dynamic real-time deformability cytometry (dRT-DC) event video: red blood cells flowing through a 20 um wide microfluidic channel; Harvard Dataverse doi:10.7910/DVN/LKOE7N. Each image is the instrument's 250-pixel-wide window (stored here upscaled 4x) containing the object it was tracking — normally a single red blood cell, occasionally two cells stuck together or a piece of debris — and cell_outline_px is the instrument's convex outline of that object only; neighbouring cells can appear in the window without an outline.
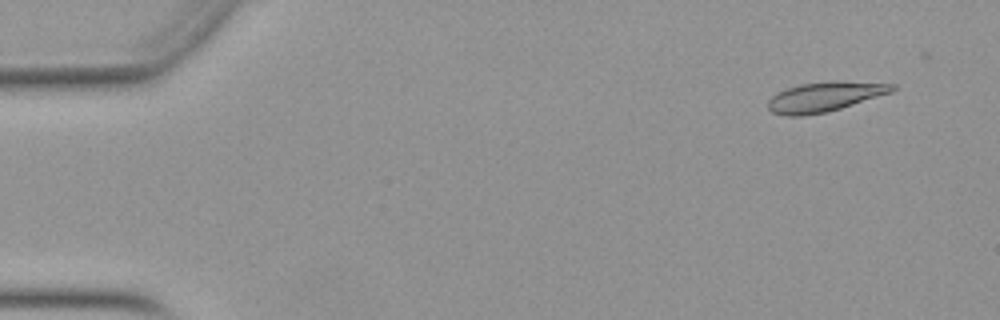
{"species": "Egyptian fruit bat (a non-hibernating species)", "species_latin": "Rousettus aegyptiacus", "temperature_condition": "warm", "stored_images_in_passage": 50, "camera_frame_rate_fps": 3000, "um_per_image_px": 0.085, "animal": {"sex": "female"}, "frame": {"image": 1, "passage_image": 4, "time_ms": 1.0, "image_size_px": [1000, 320], "cell_outline_px": [[896, 88], [892, 92], [828, 112], [804, 116], [784, 116], [772, 112], [768, 108], [768, 100], [776, 92], [800, 84], [832, 80], [836, 80], [896, 84]], "centroid_in_image_um": [70.09, 8.22], "position_along_channel_um": 14.9, "area_um2": 21.73}}
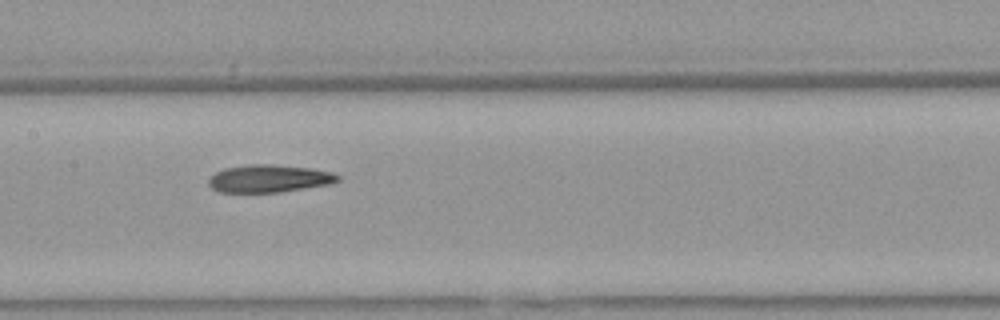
{"frame": {"image": 2, "passage_image": 26, "time_ms": 8.333, "image_size_px": [1000, 320], "cell_outline_px": [[340, 180], [332, 184], [280, 192], [216, 192], [208, 184], [208, 176], [224, 168], [248, 164], [272, 164], [312, 168], [332, 172], [340, 176]], "centroid_in_image_um": [22.86, 15.17], "position_along_channel_um": 184.5, "area_um2": 21.1}}
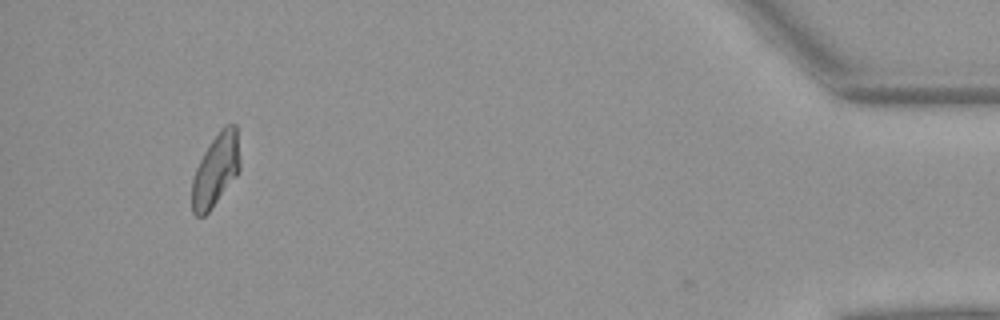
{"frame": {"image": 3, "passage_image": 49, "time_ms": 16.0, "image_size_px": [1000, 320], "cell_outline_px": [[240, 168], [236, 176], [208, 212], [204, 216], [196, 216], [192, 212], [192, 180], [196, 168], [204, 152], [220, 128], [224, 124], [236, 124], [240, 160]], "centroid_in_image_um": [18.34, 14.43], "position_along_channel_um": 416.9, "area_um2": 20.11}, "authors_computed_cell_mechanics": {"area_um2": 21.0103, "velocity_mm_per_s": 3.9465, "shape_relaxation_time_tau1_ms": 8.929, "shape_relaxation_time_tau2_ms": 3.6438, "deformation_change_tau1": 0.2375, "deformation_change_tau2": 0.1205}}